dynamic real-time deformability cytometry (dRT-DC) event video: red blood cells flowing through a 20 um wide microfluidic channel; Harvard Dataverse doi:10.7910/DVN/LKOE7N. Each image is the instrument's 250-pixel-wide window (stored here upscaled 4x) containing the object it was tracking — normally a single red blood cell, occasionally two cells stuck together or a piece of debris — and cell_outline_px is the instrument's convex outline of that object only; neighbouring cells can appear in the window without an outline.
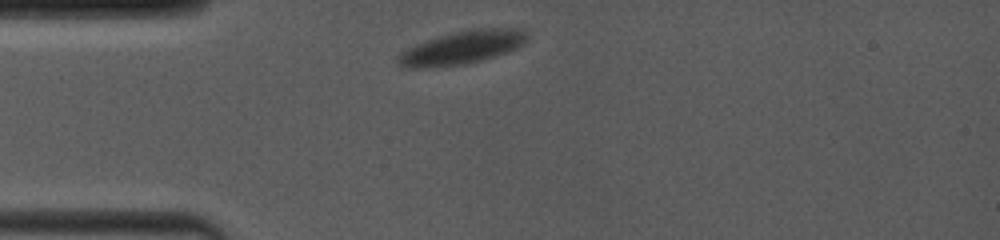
{"species": "common noctule bat (a hibernating species)", "species_latin": "Nyctalus noctula", "temperature_condition": "room temperature", "stored_images_in_passage": 10, "camera_frame_rate_fps": 4000, "um_per_image_px": 0.085, "animal": {"sex": "female", "body_mass_g": 19.0, "forearm_length_mm": 53.3}, "frame": {"image": 1, "passage_image": 1, "time_ms": 0.0, "image_size_px": [1000, 240], "cell_outline_px": [[528, 40], [524, 44], [516, 48], [496, 56], [464, 64], [420, 68], [404, 68], [396, 60], [396, 56], [408, 48], [416, 44], [452, 32], [476, 28], [520, 28], [528, 36]], "centroid_in_image_um": [39.29, 4.04], "position_along_channel_um": 45.7, "area_um2": 24.8}}
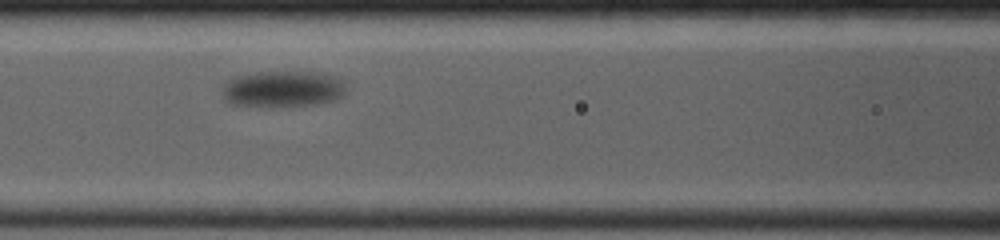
{"frame": {"image": 2, "passage_image": 6, "time_ms": 4.25, "image_size_px": [1000, 240], "cell_outline_px": [[344, 92], [340, 96], [332, 100], [316, 104], [280, 108], [268, 108], [228, 104], [224, 100], [224, 84], [240, 76], [256, 72], [316, 72], [340, 80], [344, 84]], "centroid_in_image_um": [23.98, 7.61], "position_along_channel_um": 142.6, "area_um2": 26.13}}
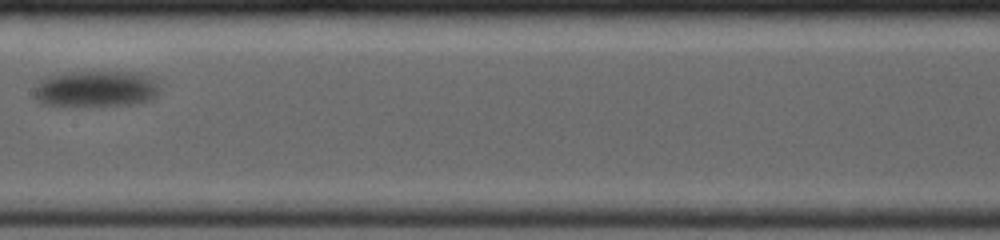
{"frame": {"image": 3, "passage_image": 9, "time_ms": 6.25, "image_size_px": [1000, 240], "cell_outline_px": [[160, 88], [156, 96], [148, 100], [136, 104], [40, 104], [32, 96], [32, 92], [40, 80], [52, 76], [72, 72], [136, 72], [152, 80]], "centroid_in_image_um": [8.11, 7.54], "position_along_channel_um": 199.3, "area_um2": 25.72}}